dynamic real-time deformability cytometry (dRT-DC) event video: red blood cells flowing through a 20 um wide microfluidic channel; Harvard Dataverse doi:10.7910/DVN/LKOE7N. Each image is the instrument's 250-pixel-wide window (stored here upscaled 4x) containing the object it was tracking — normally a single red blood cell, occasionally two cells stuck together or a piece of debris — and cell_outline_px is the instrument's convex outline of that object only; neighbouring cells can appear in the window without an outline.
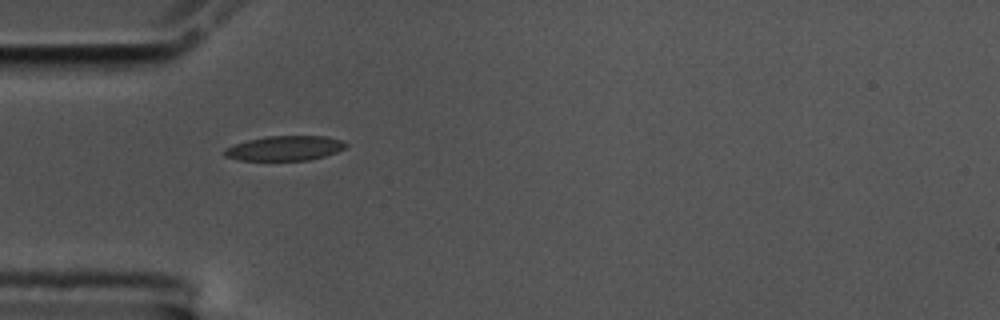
{"species": "common noctule bat (a hibernating species)", "species_latin": "Nyctalus noctula", "temperature_condition": "cold", "stored_images_in_passage": 41, "camera_frame_rate_fps": 3000, "um_per_image_px": 0.085, "animal": {"sex": "male", "body_mass_g": 17.5, "forearm_length_mm": 52.3}, "frame": {"image": 1, "passage_image": 1, "time_ms": 0.0, "image_size_px": [1000, 320], "cell_outline_px": [[348, 144], [344, 148], [336, 152], [324, 156], [308, 160], [240, 160], [224, 156], [224, 148], [232, 144], [264, 136], [328, 136], [340, 140]], "centroid_in_image_um": [24.17, 12.59], "position_along_channel_um": 60.8, "area_um2": 17.51}}
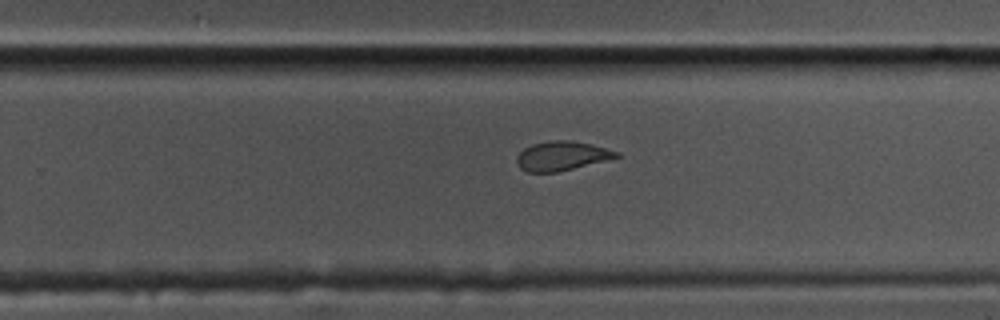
{"frame": {"image": 2, "passage_image": 20, "time_ms": 6.333, "image_size_px": [1000, 320], "cell_outline_px": [[620, 156], [612, 160], [556, 172], [528, 172], [520, 168], [516, 160], [516, 156], [524, 148], [532, 144], [552, 140], [568, 140], [592, 144], [620, 152]], "centroid_in_image_um": [47.79, 13.25], "position_along_channel_um": 282.0, "area_um2": 17.17}}
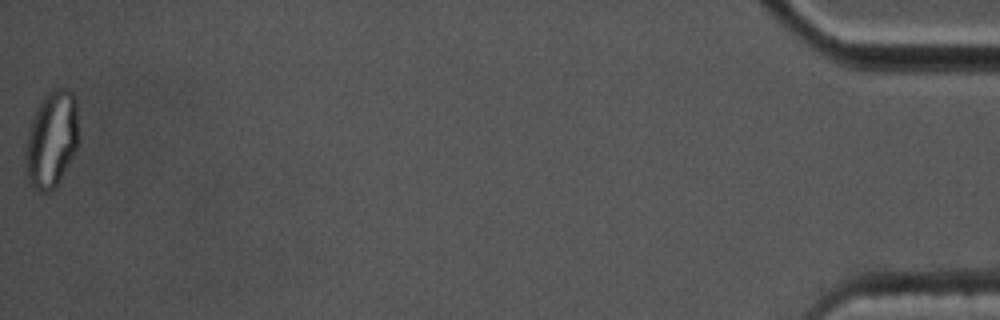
{"frame": {"image": 3, "passage_image": 41, "time_ms": 13.333, "image_size_px": [1000, 320], "cell_outline_px": [[80, 136], [76, 148], [56, 188], [48, 192], [36, 192], [28, 184], [24, 168], [24, 148], [32, 116], [36, 108], [44, 96], [52, 88], [68, 88], [76, 96]], "centroid_in_image_um": [4.37, 11.86], "position_along_channel_um": 430.8, "area_um2": 31.04}, "authors_computed_cell_mechanics": {"area_um2": 17.9758, "velocity_mm_per_s": 3.5259, "shape_relaxation_time_tau1_ms": 6.6985, "shape_relaxation_time_tau2_ms": 1.9869, "deformation_change_tau1": 0.1788, "deformation_change_tau2": 0.072}}